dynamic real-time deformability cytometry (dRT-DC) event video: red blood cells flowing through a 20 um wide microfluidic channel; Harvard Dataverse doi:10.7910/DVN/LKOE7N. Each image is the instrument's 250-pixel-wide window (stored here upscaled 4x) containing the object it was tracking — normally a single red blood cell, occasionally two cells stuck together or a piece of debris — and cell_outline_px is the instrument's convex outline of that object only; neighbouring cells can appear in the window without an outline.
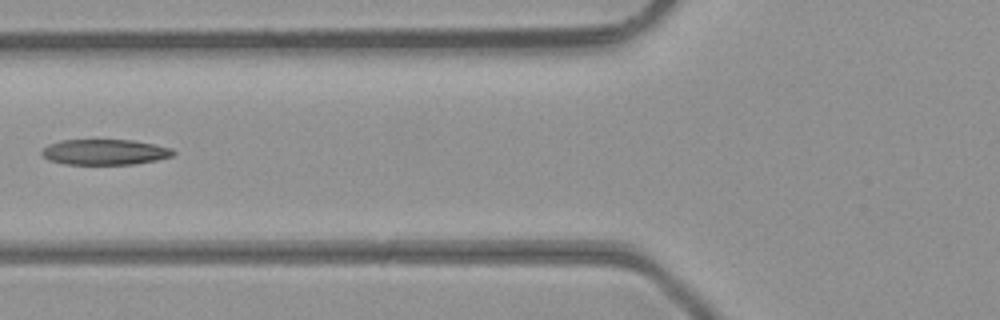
{"species": "common noctule bat (a hibernating species)", "species_latin": "Nyctalus noctula", "temperature_condition": "room temperature", "stored_images_in_passage": 6, "camera_frame_rate_fps": 3000, "um_per_image_px": 0.085, "animal": {"sex": "male", "body_mass_g": 23.1, "forearm_length_mm": 52.7}, "frame": {"image": 1, "passage_image": 6, "time_ms": 1.667, "image_size_px": [1000, 320], "cell_outline_px": [[176, 152], [172, 156], [156, 160], [136, 164], [64, 164], [48, 160], [40, 152], [48, 144], [60, 140], [132, 140], [172, 148]], "centroid_in_image_um": [8.89, 12.92], "position_along_channel_um": 116.9, "area_um2": 19.54}}